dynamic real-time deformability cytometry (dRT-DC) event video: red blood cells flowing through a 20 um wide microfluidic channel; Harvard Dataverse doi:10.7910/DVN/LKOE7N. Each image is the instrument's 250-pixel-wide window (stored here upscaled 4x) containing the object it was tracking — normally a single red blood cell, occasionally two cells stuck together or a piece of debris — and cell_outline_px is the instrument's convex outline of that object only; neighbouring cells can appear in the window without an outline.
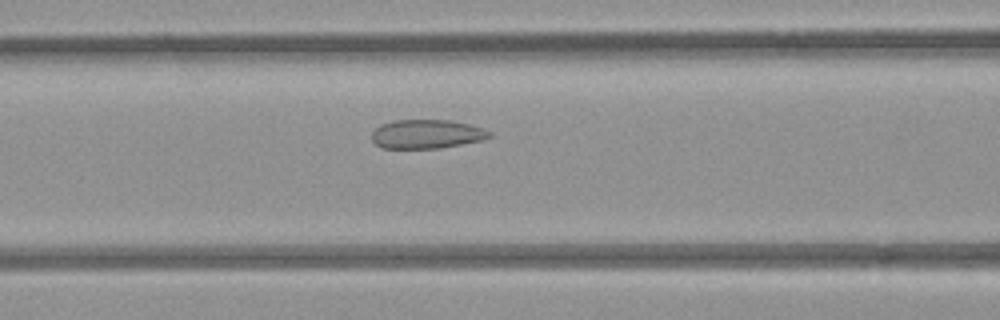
{"species": "common noctule bat (a hibernating species)", "species_latin": "Nyctalus noctula", "temperature_condition": "room temperature", "stored_images_in_passage": 48, "camera_frame_rate_fps": 3000, "um_per_image_px": 0.085, "animal": {"sex": "female", "body_mass_g": 21.9}, "frame": {"image": 1, "passage_image": 20, "time_ms": 6.333, "image_size_px": [1000, 320], "cell_outline_px": [[492, 136], [484, 140], [440, 148], [384, 148], [376, 144], [372, 140], [372, 132], [380, 124], [392, 120], [448, 120], [468, 124], [484, 128], [492, 132]], "centroid_in_image_um": [36.29, 11.39], "position_along_channel_um": 130.3, "area_um2": 19.94}}
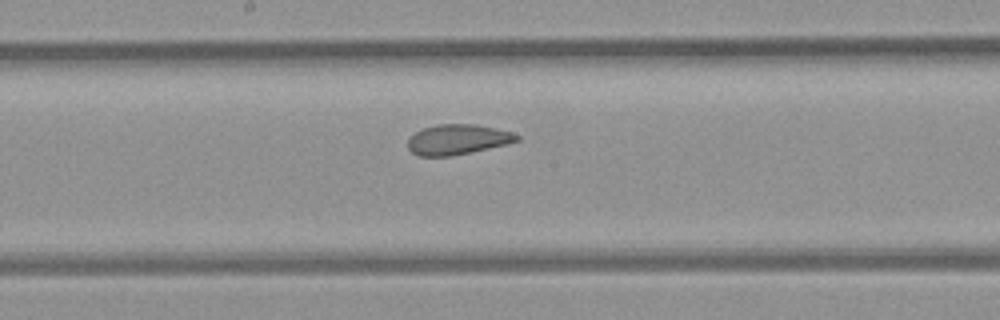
{"frame": {"image": 2, "passage_image": 26, "time_ms": 8.333, "image_size_px": [1000, 320], "cell_outline_px": [[520, 140], [508, 144], [452, 156], [420, 156], [412, 152], [408, 148], [408, 136], [424, 128], [436, 124], [476, 124], [496, 128], [512, 132], [520, 136]], "centroid_in_image_um": [38.91, 11.85], "position_along_channel_um": 209.3, "area_um2": 19.31}}
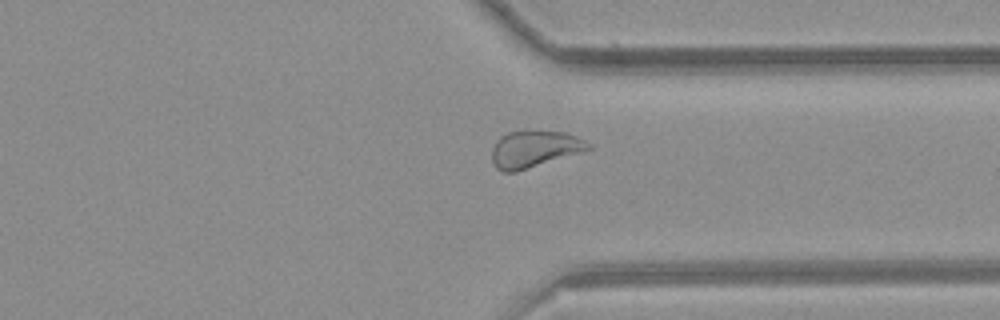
{"frame": {"image": 3, "passage_image": 38, "time_ms": 12.333, "image_size_px": [1000, 320], "cell_outline_px": [[592, 148], [584, 152], [516, 172], [504, 172], [496, 168], [492, 160], [492, 148], [496, 140], [500, 136], [508, 132], [564, 132], [576, 136], [592, 144]], "centroid_in_image_um": [45.44, 12.69], "position_along_channel_um": 366.0, "area_um2": 20.63}}